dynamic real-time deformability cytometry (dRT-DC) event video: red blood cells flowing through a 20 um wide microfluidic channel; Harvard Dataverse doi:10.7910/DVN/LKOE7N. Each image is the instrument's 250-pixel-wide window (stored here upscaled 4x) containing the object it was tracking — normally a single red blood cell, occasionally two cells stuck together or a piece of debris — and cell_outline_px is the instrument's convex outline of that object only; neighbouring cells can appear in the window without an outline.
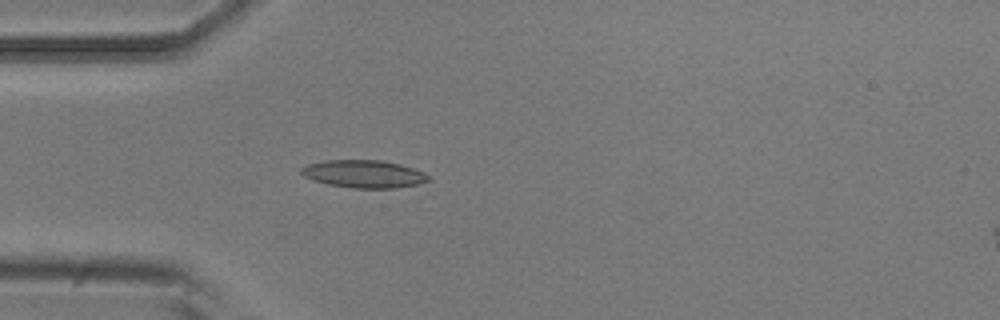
{"species": "common noctule bat (a hibernating species)", "species_latin": "Nyctalus noctula", "temperature_condition": "room temperature", "stored_images_in_passage": 4, "camera_frame_rate_fps": 3000, "um_per_image_px": 0.085, "animal": {"sex": "male", "body_mass_g": 20.5, "forearm_length_mm": 52.5}, "frame": {"image": 1, "passage_image": 4, "time_ms": 1.0, "image_size_px": [1000, 320], "cell_outline_px": [[432, 180], [416, 184], [396, 188], [352, 188], [328, 184], [312, 180], [304, 176], [300, 172], [300, 168], [308, 164], [328, 160], [380, 160], [400, 164], [424, 172]], "centroid_in_image_um": [30.92, 14.78], "position_along_channel_um": 54.1, "area_um2": 20.46}}